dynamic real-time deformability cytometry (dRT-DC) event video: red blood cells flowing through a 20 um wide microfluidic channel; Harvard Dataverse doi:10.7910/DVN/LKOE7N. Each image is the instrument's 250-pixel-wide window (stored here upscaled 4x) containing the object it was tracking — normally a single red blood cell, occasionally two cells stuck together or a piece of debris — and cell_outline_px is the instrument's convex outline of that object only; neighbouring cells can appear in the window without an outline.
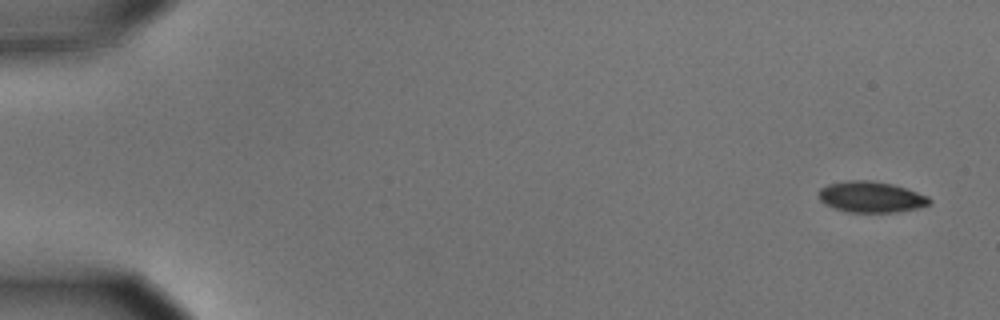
{"species": "common noctule bat (a hibernating species)", "species_latin": "Nyctalus noctula", "temperature_condition": "cold", "stored_images_in_passage": 5, "camera_frame_rate_fps": 3000, "um_per_image_px": 0.085, "animal": {"sex": "male", "body_mass_g": 15.6}, "frame": {"image": 1, "passage_image": 1, "time_ms": 0.0, "image_size_px": [1000, 320], "cell_outline_px": [[932, 200], [928, 204], [916, 208], [896, 212], [848, 212], [824, 204], [820, 200], [820, 188], [828, 184], [848, 180], [868, 180], [892, 184], [928, 196]], "centroid_in_image_um": [74.02, 16.74], "position_along_channel_um": 11.0, "area_um2": 19.71}}